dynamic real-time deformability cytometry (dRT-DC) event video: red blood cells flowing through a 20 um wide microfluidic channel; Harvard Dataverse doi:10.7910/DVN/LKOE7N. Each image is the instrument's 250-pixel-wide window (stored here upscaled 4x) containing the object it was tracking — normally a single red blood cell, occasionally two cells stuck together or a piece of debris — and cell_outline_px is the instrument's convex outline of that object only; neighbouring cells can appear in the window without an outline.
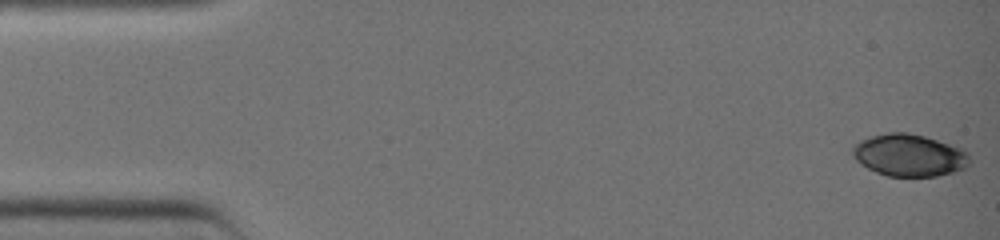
{"species": "common noctule bat (a hibernating species)", "species_latin": "Nyctalus noctula", "temperature_condition": "warm", "stored_images_in_passage": 39, "camera_frame_rate_fps": 3000, "um_per_image_px": 0.085, "animal": {"sex": "female", "body_mass_g": 19.0, "forearm_length_mm": 51.5}, "frame": {"image": 1, "passage_image": 1, "time_ms": 0.0, "image_size_px": [1000, 240], "cell_outline_px": [[968, 164], [964, 168], [956, 172], [936, 176], [888, 176], [876, 172], [868, 168], [856, 160], [852, 156], [852, 148], [860, 140], [872, 136], [888, 132], [908, 132], [924, 136], [964, 148], [968, 152]], "centroid_in_image_um": [77.29, 13.19], "position_along_channel_um": 7.7, "area_um2": 28.78}}
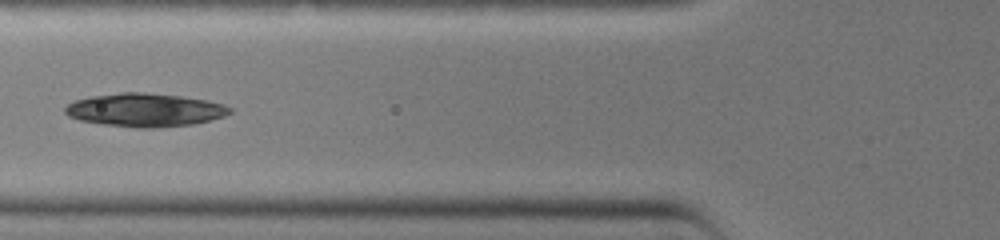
{"frame": {"image": 2, "passage_image": 16, "time_ms": 5.0, "image_size_px": [1000, 240], "cell_outline_px": [[232, 112], [224, 116], [212, 120], [192, 124], [156, 128], [136, 128], [104, 124], [80, 120], [68, 116], [64, 112], [64, 108], [68, 104], [76, 100], [92, 96], [120, 92], [144, 92], [180, 96], [208, 100], [224, 104], [232, 108]], "centroid_in_image_um": [12.35, 9.35], "position_along_channel_um": 113.5, "area_um2": 32.08}}
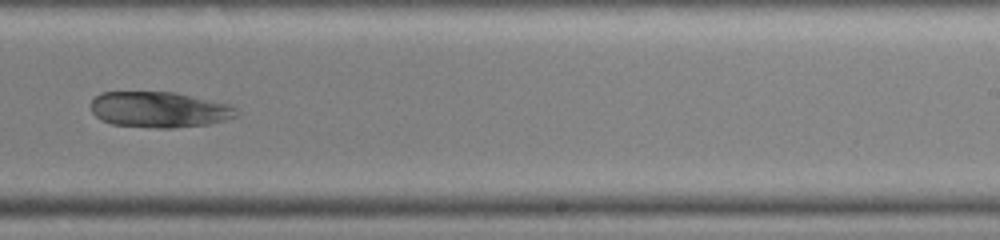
{"frame": {"image": 3, "passage_image": 26, "time_ms": 8.333, "image_size_px": [1000, 240], "cell_outline_px": [[240, 116], [208, 124], [172, 128], [156, 128], [112, 124], [100, 120], [92, 112], [92, 100], [100, 92], [176, 92], [232, 104], [240, 112]], "centroid_in_image_um": [13.6, 9.31], "position_along_channel_um": 275.4, "area_um2": 30.69}}